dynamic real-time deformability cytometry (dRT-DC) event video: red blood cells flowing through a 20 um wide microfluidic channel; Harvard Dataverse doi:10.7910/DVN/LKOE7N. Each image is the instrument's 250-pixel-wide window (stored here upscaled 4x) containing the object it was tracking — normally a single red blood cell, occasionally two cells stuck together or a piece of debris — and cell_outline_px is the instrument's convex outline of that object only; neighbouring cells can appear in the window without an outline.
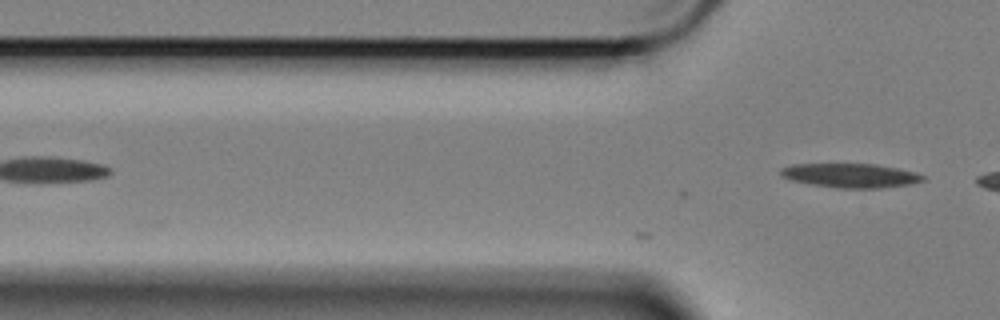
{"species": "Egyptian fruit bat (a non-hibernating species)", "species_latin": "Rousettus aegyptiacus", "temperature_condition": "cold", "stored_images_in_passage": 6, "camera_frame_rate_fps": 3000, "um_per_image_px": 0.085, "animal": {"sex": "female"}, "frame": {"image": 1, "passage_image": 6, "time_ms": 1.667, "image_size_px": [1000, 320], "cell_outline_px": [[924, 180], [908, 184], [880, 188], [836, 188], [812, 184], [792, 180], [780, 176], [780, 168], [792, 164], [876, 164], [916, 172], [924, 176]], "centroid_in_image_um": [72.26, 14.91], "position_along_channel_um": 53.5, "area_um2": 19.88}}